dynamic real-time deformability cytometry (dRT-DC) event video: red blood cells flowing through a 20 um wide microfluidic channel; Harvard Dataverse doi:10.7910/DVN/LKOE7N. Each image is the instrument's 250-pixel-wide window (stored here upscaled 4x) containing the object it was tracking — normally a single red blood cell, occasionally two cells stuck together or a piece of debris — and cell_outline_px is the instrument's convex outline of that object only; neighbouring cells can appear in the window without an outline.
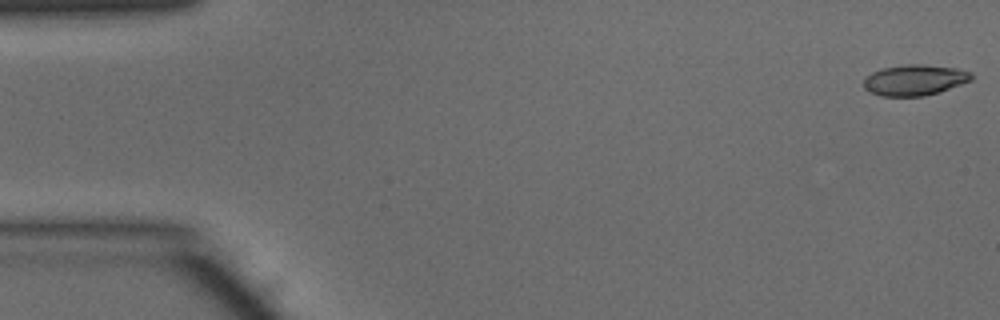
{"species": "common noctule bat (a hibernating species)", "species_latin": "Nyctalus noctula", "temperature_condition": "warm", "stored_images_in_passage": 48, "camera_frame_rate_fps": 3000, "um_per_image_px": 0.085, "animal": {"sex": "male", "body_mass_g": 15.6}, "frame": {"image": 1, "passage_image": 1, "time_ms": 0.0, "image_size_px": [1000, 320], "cell_outline_px": [[972, 80], [940, 92], [924, 96], [880, 96], [868, 92], [864, 88], [864, 80], [872, 72], [884, 68], [908, 64], [924, 64], [956, 68], [972, 72]], "centroid_in_image_um": [77.76, 6.81], "position_along_channel_um": 7.2, "area_um2": 19.36}}
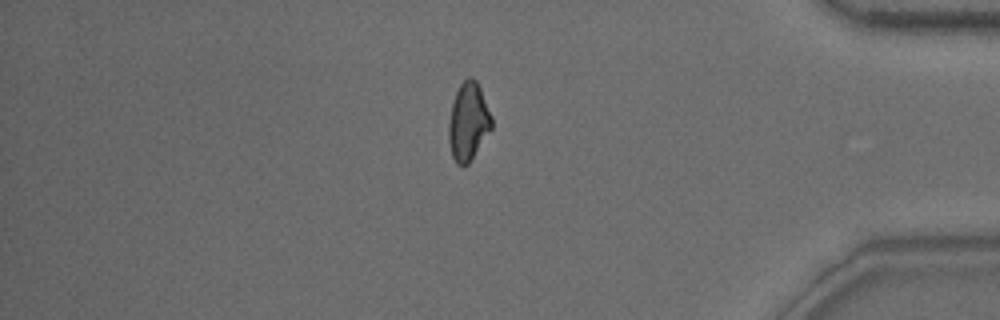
{"frame": {"image": 2, "passage_image": 41, "time_ms": 13.333, "image_size_px": [1000, 320], "cell_outline_px": [[492, 128], [468, 164], [456, 164], [452, 156], [448, 140], [448, 124], [452, 104], [456, 92], [460, 84], [468, 76], [472, 76], [476, 80], [480, 88], [492, 116]], "centroid_in_image_um": [39.8, 10.32], "position_along_channel_um": 395.4, "area_um2": 19.42}}
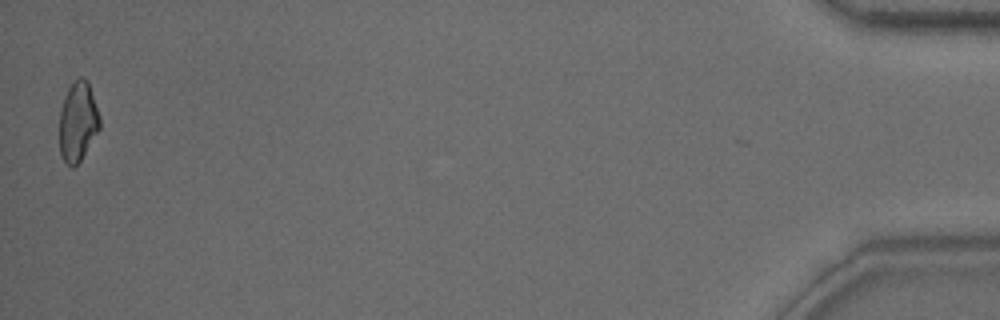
{"frame": {"image": 3, "passage_image": 48, "time_ms": 15.667, "image_size_px": [1000, 320], "cell_outline_px": [[100, 128], [80, 160], [72, 168], [60, 156], [60, 112], [64, 96], [68, 88], [80, 76], [84, 76], [88, 80], [100, 116]], "centroid_in_image_um": [6.63, 10.31], "position_along_channel_um": 428.6, "area_um2": 18.61}, "authors_computed_cell_mechanics": {"area_um2": 19.3919, "velocity_mm_per_s": 4.1537, "shape_relaxation_time_tau1_ms": 9.6958, "shape_relaxation_time_tau2_ms": 4.521, "deformation_change_tau1": 0.2383, "deformation_change_tau2": 0.1162}}